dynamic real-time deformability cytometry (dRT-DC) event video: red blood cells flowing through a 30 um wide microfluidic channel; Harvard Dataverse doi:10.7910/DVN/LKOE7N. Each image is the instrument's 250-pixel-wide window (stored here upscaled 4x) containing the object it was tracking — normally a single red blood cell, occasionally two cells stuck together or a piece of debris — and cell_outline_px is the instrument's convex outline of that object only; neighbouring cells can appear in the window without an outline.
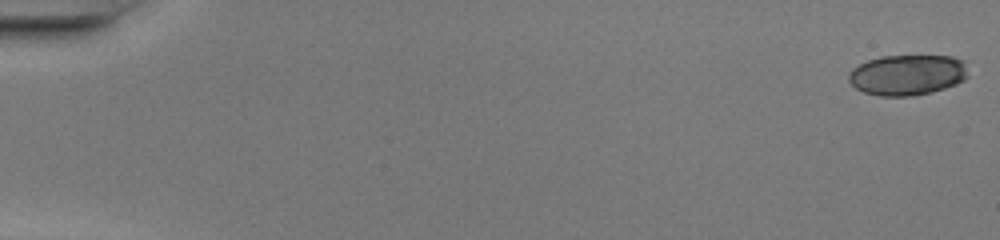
{"species": "common noctule bat (a hibernating species)", "species_latin": "Nyctalus noctula", "temperature_condition": "warm", "stored_images_in_passage": 49, "camera_frame_rate_fps": 3000, "um_per_image_px": 0.085, "animal": {"sex": "female", "body_mass_g": 20.0, "forearm_length_mm": 54.0}, "frame": {"image": 1, "passage_image": 1, "time_ms": 0.0, "image_size_px": [1000, 240], "cell_outline_px": [[968, 76], [964, 80], [956, 84], [932, 92], [912, 96], [880, 96], [864, 92], [856, 88], [848, 80], [848, 72], [852, 68], [868, 60], [880, 56], [952, 56], [964, 60]], "centroid_in_image_um": [77.12, 6.36], "position_along_channel_um": 7.9, "area_um2": 28.38}}
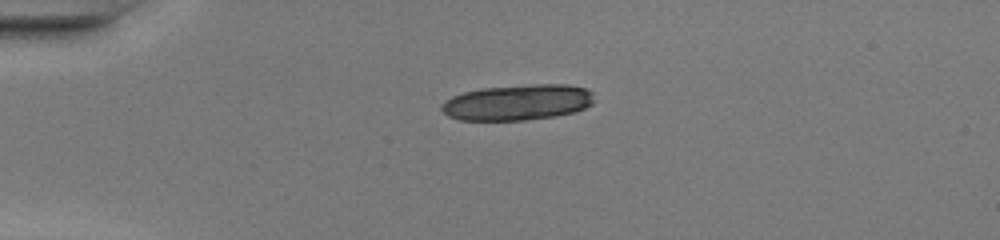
{"frame": {"image": 2, "passage_image": 13, "time_ms": 4.0, "image_size_px": [1000, 240], "cell_outline_px": [[596, 100], [592, 104], [584, 108], [572, 112], [556, 116], [524, 120], [460, 120], [448, 116], [440, 108], [440, 104], [452, 96], [464, 92], [480, 88], [536, 84], [564, 84], [588, 88], [592, 92]], "centroid_in_image_um": [44.01, 8.69], "position_along_channel_um": 41.0, "area_um2": 31.96}, "authors_computed_cell_mechanics": {"area_um2": 28.9, "velocity_mm_per_s": 4.2658, "shape_relaxation_time_tau1_ms": 10.3502, "shape_relaxation_time_tau2_ms": 1.5784, "deformation_change_tau1": 0.2988, "deformation_change_tau2": 0.0404}}